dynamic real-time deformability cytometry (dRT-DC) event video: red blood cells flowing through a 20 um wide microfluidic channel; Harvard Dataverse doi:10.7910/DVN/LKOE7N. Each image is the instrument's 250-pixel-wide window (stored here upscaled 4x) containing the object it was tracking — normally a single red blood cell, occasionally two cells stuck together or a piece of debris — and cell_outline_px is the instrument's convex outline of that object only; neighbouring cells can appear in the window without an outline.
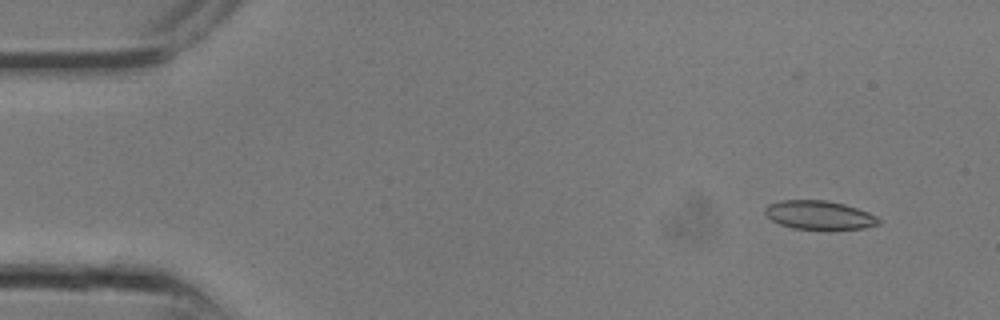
{"species": "common noctule bat (a hibernating species)", "species_latin": "Nyctalus noctula", "temperature_condition": "room temperature", "stored_images_in_passage": 11, "camera_frame_rate_fps": 3000, "um_per_image_px": 0.085, "animal": {"sex": "male", "body_mass_g": 13.3}, "frame": {"image": 1, "passage_image": 2, "time_ms": 0.333, "image_size_px": [1000, 320], "cell_outline_px": [[880, 224], [864, 228], [828, 232], [792, 228], [780, 224], [772, 220], [764, 212], [764, 208], [768, 204], [780, 200], [824, 200], [844, 204], [868, 212], [876, 216], [880, 220]], "centroid_in_image_um": [69.65, 18.32], "position_along_channel_um": 15.4, "area_um2": 19.71}}
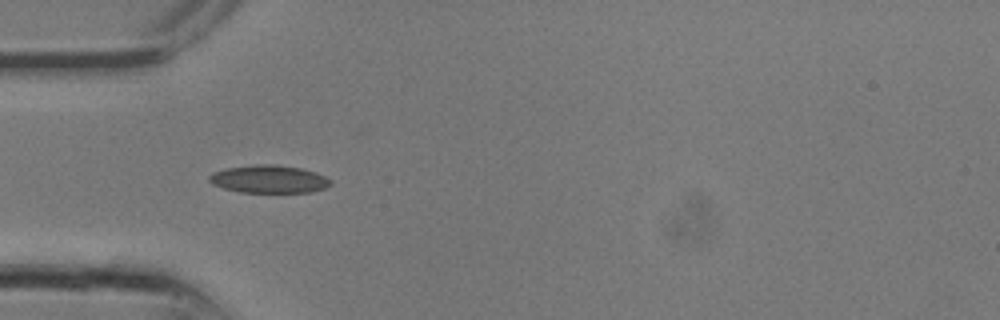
{"frame": {"image": 2, "passage_image": 8, "time_ms": 2.333, "image_size_px": [1000, 320], "cell_outline_px": [[332, 184], [324, 188], [312, 192], [240, 192], [224, 188], [212, 184], [208, 180], [208, 176], [212, 172], [224, 168], [256, 164], [276, 164], [300, 168], [316, 172], [332, 180]], "centroid_in_image_um": [22.85, 15.21], "position_along_channel_um": 62.2, "area_um2": 19.83}}
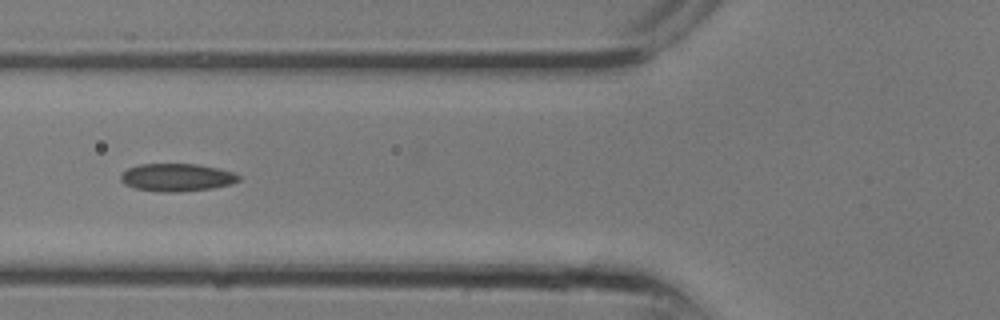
{"frame": {"image": 3, "passage_image": 10, "time_ms": 3.0, "image_size_px": [1000, 320], "cell_outline_px": [[240, 180], [232, 184], [212, 188], [176, 192], [164, 192], [136, 188], [124, 184], [120, 180], [120, 176], [128, 168], [140, 164], [200, 164], [232, 172], [240, 176]], "centroid_in_image_um": [15.03, 15.08], "position_along_channel_um": 110.8, "area_um2": 18.96}}